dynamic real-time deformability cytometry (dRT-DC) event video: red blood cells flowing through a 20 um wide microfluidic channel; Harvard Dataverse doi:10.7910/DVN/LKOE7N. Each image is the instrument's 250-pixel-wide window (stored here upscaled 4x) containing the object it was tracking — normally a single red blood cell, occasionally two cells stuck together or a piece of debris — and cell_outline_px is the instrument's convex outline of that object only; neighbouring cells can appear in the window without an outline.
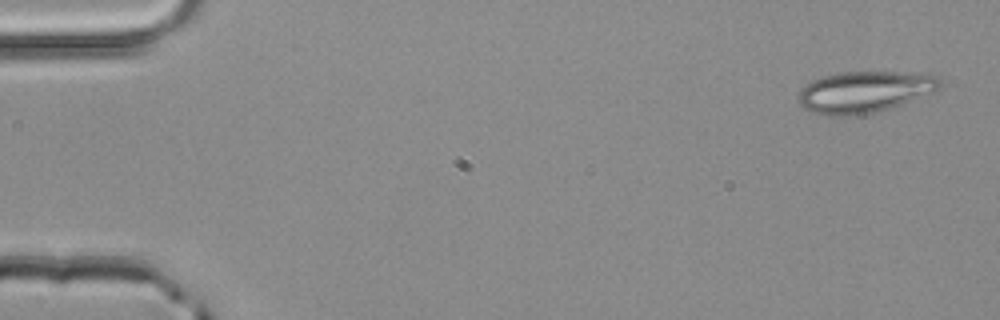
{"species": "common noctule bat (a hibernating species)", "species_latin": "Nyctalus noctula", "temperature_condition": "room temperature", "stored_images_in_passage": 4, "camera_frame_rate_fps": 3000, "um_per_image_px": 0.085, "animal": {"sex": "male", "body_mass_g": 20.4}, "frame": {"image": 1, "passage_image": 1, "time_ms": 0.0, "image_size_px": [1000, 320], "cell_outline_px": [[940, 88], [936, 92], [888, 108], [872, 112], [852, 116], [828, 116], [812, 112], [804, 108], [800, 104], [800, 88], [804, 84], [820, 76], [844, 72], [896, 72], [940, 76]], "centroid_in_image_um": [73.46, 7.81], "position_along_channel_um": 11.5, "area_um2": 34.04}}